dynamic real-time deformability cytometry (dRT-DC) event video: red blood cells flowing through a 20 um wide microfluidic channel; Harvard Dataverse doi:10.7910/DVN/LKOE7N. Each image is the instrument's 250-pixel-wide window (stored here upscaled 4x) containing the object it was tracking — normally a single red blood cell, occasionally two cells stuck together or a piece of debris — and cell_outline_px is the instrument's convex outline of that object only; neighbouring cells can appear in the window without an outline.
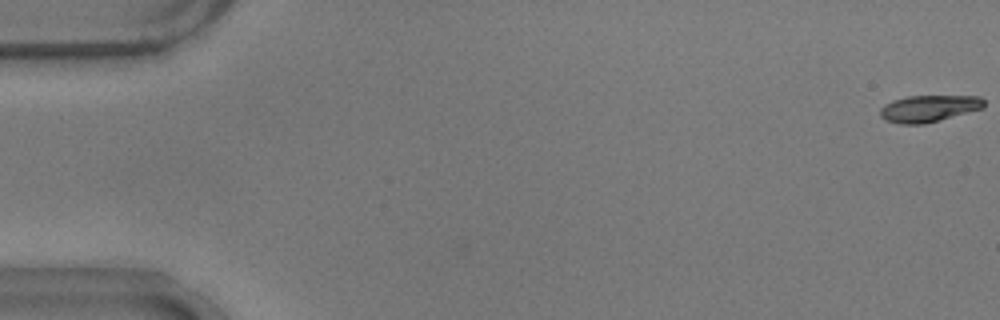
{"species": "common noctule bat (a hibernating species)", "species_latin": "Nyctalus noctula", "temperature_condition": "warm", "stored_images_in_passage": 55, "camera_frame_rate_fps": 3000, "um_per_image_px": 0.085, "animal": {"sex": "male", "body_mass_g": 17.9}, "frame": {"image": 1, "passage_image": 1, "time_ms": 0.0, "image_size_px": [1000, 320], "cell_outline_px": [[984, 108], [924, 124], [900, 124], [888, 120], [880, 116], [880, 108], [884, 104], [892, 100], [908, 96], [980, 96], [984, 100]], "centroid_in_image_um": [78.94, 9.21], "position_along_channel_um": 6.1, "area_um2": 16.13}}
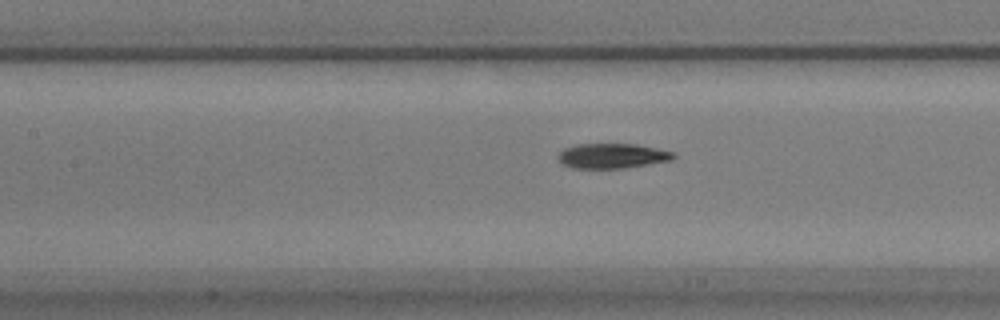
{"frame": {"image": 2, "passage_image": 25, "time_ms": 8.0, "image_size_px": [1000, 320], "cell_outline_px": [[676, 156], [672, 160], [624, 168], [572, 168], [560, 164], [556, 156], [564, 148], [576, 144], [636, 144], [676, 152]], "centroid_in_image_um": [52.01, 13.25], "position_along_channel_um": 155.4, "area_um2": 16.94}}
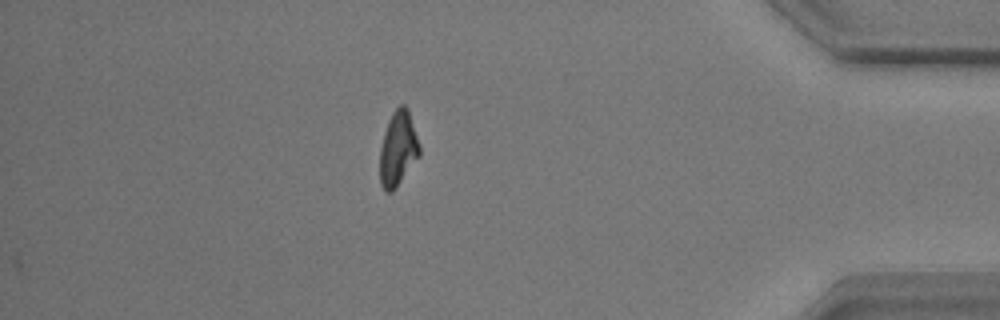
{"frame": {"image": 3, "passage_image": 48, "time_ms": 15.667, "image_size_px": [1000, 320], "cell_outline_px": [[420, 156], [396, 188], [392, 192], [384, 192], [380, 184], [380, 148], [384, 132], [388, 120], [392, 112], [400, 104], [404, 104], [408, 108], [420, 144]], "centroid_in_image_um": [33.84, 12.64], "position_along_channel_um": 401.4, "area_um2": 17.57}, "authors_computed_cell_mechanics": {"area_um2": 17.2244, "velocity_mm_per_s": 3.7266, "shape_relaxation_time_tau1_ms": 5.8615, "shape_relaxation_time_tau2_ms": 3.6875, "deformation_change_tau1": 0.2014, "deformation_change_tau2": 0.0811}}